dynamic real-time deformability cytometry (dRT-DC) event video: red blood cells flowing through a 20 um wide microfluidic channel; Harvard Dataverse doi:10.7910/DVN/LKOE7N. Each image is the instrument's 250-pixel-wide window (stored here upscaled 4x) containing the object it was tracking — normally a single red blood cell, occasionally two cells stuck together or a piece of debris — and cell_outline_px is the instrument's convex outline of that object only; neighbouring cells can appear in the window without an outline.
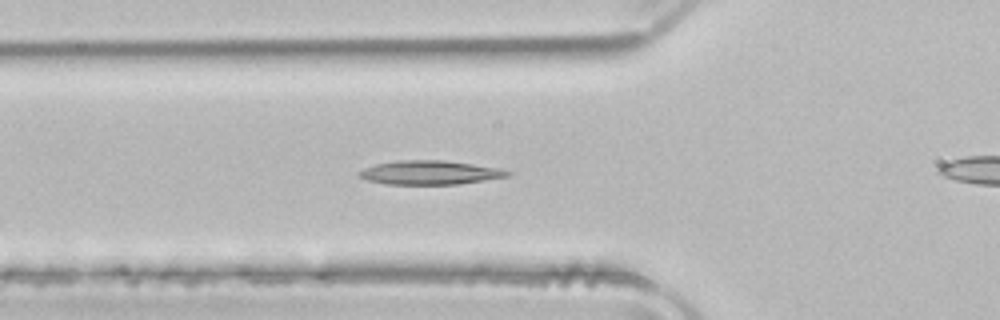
{"species": "common noctule bat (a hibernating species)", "species_latin": "Nyctalus noctula", "temperature_condition": "room temperature", "stored_images_in_passage": 36, "camera_frame_rate_fps": 3000, "um_per_image_px": 0.085, "animal": {"sex": "male", "body_mass_g": 21.5, "forearm_length_mm": 52.0}, "frame": {"image": 1, "passage_image": 2, "time_ms": 0.333, "image_size_px": [1000, 320], "cell_outline_px": [[512, 172], [508, 176], [460, 184], [384, 184], [368, 180], [360, 176], [356, 172], [364, 168], [376, 164], [396, 160], [440, 160], [472, 164], [500, 168]], "centroid_in_image_um": [36.51, 14.67], "position_along_channel_um": 89.3, "area_um2": 20.58}}
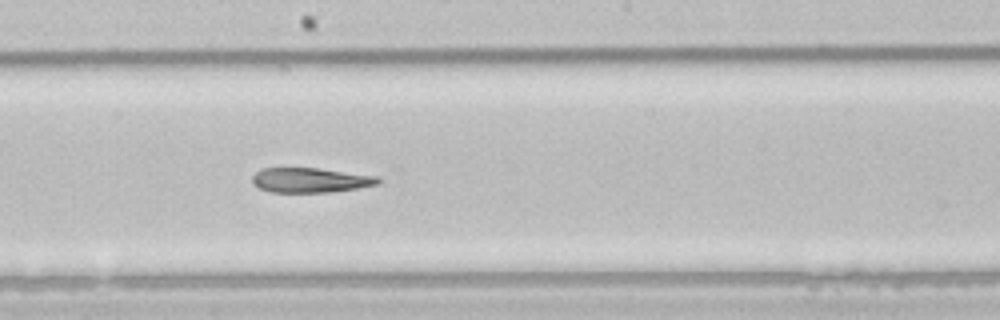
{"frame": {"image": 2, "passage_image": 12, "time_ms": 3.667, "image_size_px": [1000, 320], "cell_outline_px": [[380, 184], [356, 188], [328, 192], [272, 192], [260, 188], [252, 180], [252, 176], [256, 172], [264, 168], [316, 168], [380, 176]], "centroid_in_image_um": [26.42, 15.31], "position_along_channel_um": 221.8, "area_um2": 17.98}}
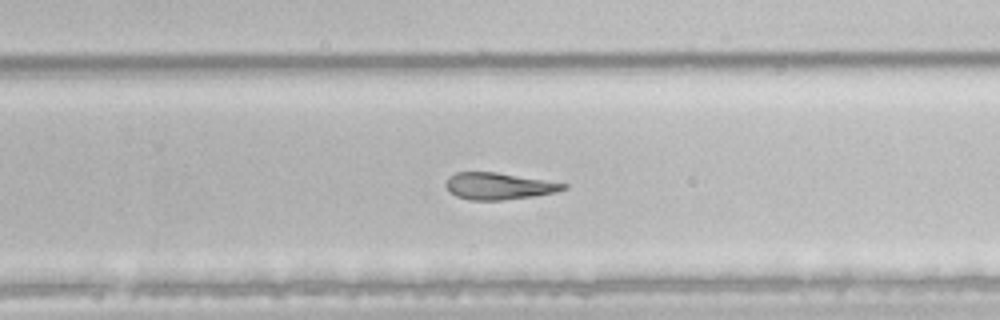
{"frame": {"image": 3, "passage_image": 17, "time_ms": 5.333, "image_size_px": [1000, 320], "cell_outline_px": [[568, 188], [556, 192], [536, 196], [500, 200], [468, 200], [456, 196], [444, 184], [448, 176], [456, 172], [496, 172], [568, 184]], "centroid_in_image_um": [42.39, 15.82], "position_along_channel_um": 287.4, "area_um2": 18.32}}